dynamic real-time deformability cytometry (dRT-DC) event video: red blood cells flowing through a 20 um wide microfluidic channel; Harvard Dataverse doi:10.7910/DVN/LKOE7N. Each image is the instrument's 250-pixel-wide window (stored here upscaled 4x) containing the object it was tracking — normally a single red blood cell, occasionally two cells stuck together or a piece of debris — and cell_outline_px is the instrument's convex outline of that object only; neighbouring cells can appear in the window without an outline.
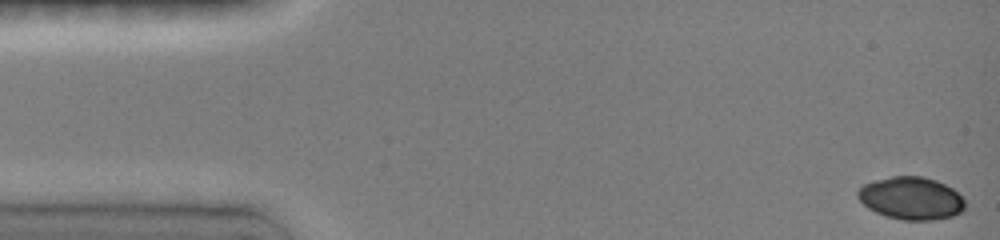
{"species": "common noctule bat (a hibernating species)", "species_latin": "Nyctalus noctula", "temperature_condition": "room temperature", "stored_images_in_passage": 62, "camera_frame_rate_fps": 3000, "um_per_image_px": 0.085, "animal": {"sex": "female", "body_mass_g": 19.0, "forearm_length_mm": 51.5}, "frame": {"image": 1, "passage_image": 1, "time_ms": 0.0, "image_size_px": [1000, 240], "cell_outline_px": [[964, 208], [960, 212], [952, 216], [932, 220], [904, 220], [888, 216], [876, 212], [868, 208], [856, 196], [856, 192], [864, 184], [876, 180], [892, 176], [924, 176], [936, 180], [952, 188], [964, 200]], "centroid_in_image_um": [77.43, 16.84], "position_along_channel_um": 7.6, "area_um2": 26.41}}
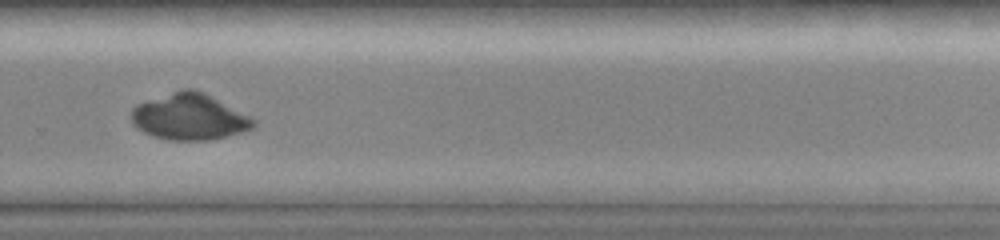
{"frame": {"image": 2, "passage_image": 45, "time_ms": 10.667, "image_size_px": [1000, 240], "cell_outline_px": [[256, 124], [252, 128], [228, 136], [208, 140], [168, 140], [152, 136], [136, 128], [132, 124], [132, 108], [136, 104], [184, 88], [192, 88], [204, 92], [256, 120]], "centroid_in_image_um": [16.07, 9.94], "position_along_channel_um": 313.7, "area_um2": 32.71}}
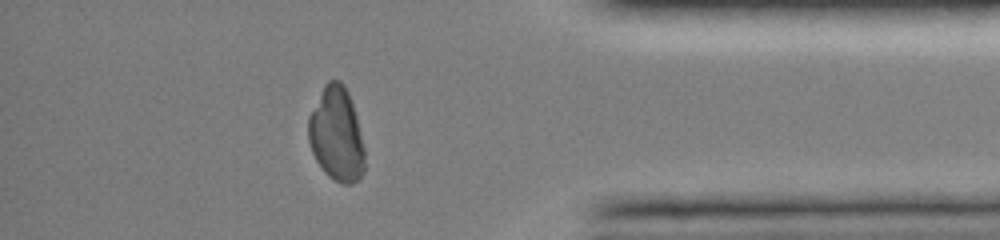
{"frame": {"image": 3, "passage_image": 57, "time_ms": 13.333, "image_size_px": [1000, 240], "cell_outline_px": [[364, 172], [352, 184], [344, 184], [328, 176], [324, 172], [316, 160], [312, 152], [308, 140], [308, 116], [324, 84], [328, 80], [340, 80], [344, 84], [348, 92], [356, 116], [364, 148]], "centroid_in_image_um": [28.58, 11.4], "position_along_channel_um": 406.6, "area_um2": 30.81}}